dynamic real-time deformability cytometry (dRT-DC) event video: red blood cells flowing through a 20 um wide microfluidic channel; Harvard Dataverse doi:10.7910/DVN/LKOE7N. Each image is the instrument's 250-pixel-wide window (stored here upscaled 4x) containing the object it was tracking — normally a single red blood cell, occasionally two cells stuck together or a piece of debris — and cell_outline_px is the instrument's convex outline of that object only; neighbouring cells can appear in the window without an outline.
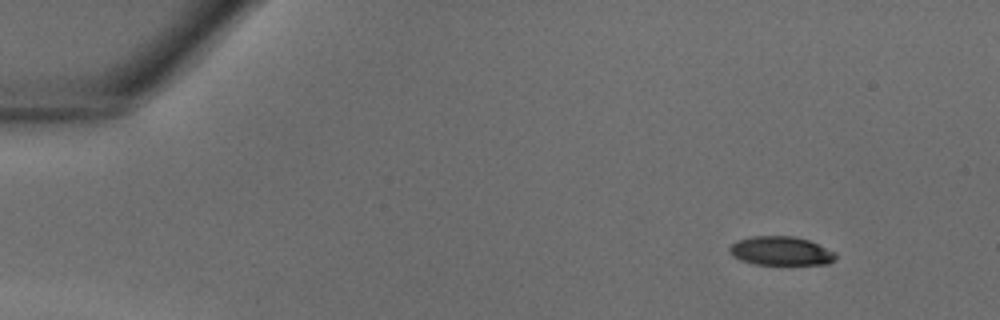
{"species": "common noctule bat (a hibernating species)", "species_latin": "Nyctalus noctula", "temperature_condition": "warm", "stored_images_in_passage": 11, "camera_frame_rate_fps": 3000, "um_per_image_px": 0.085, "animal": {"sex": "male", "body_mass_g": 18.8}, "frame": {"image": 1, "passage_image": 4, "time_ms": 1.0, "image_size_px": [1000, 320], "cell_outline_px": [[836, 256], [828, 264], [756, 264], [740, 260], [732, 256], [728, 248], [732, 244], [740, 240], [752, 236], [792, 236], [808, 240], [836, 252]], "centroid_in_image_um": [66.36, 21.33], "position_along_channel_um": 18.6, "area_um2": 17.63}}